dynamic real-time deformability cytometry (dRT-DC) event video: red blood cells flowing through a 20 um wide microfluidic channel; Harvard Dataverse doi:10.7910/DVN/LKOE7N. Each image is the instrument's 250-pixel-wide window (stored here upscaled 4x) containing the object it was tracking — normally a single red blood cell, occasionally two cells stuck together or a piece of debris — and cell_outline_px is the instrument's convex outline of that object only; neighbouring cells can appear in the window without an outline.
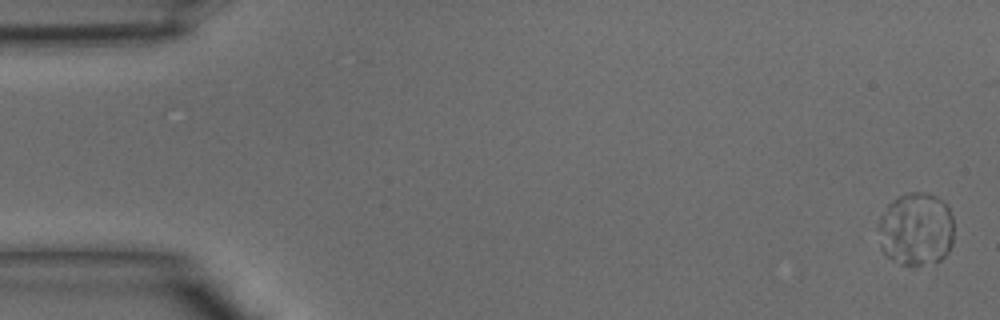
{"species": "common noctule bat (a hibernating species)", "species_latin": "Nyctalus noctula", "temperature_condition": "warm", "stored_images_in_passage": 14, "camera_frame_rate_fps": 3000, "um_per_image_px": 0.085, "animal": {"sex": "male", "body_mass_g": 15.6}, "frame": {"image": 1, "passage_image": 1, "time_ms": 0.0, "image_size_px": [1000, 320], "cell_outline_px": [[952, 244], [948, 252], [940, 260], [920, 264], [900, 264], [892, 260], [880, 248], [876, 228], [880, 216], [888, 204], [892, 200], [908, 192], [924, 192], [936, 196], [948, 204], [952, 216]], "centroid_in_image_um": [77.83, 19.45], "position_along_channel_um": 7.2, "area_um2": 32.54}}
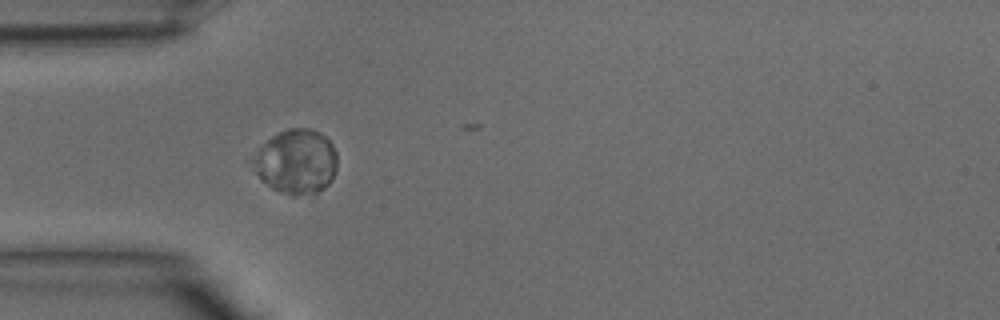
{"frame": {"image": 2, "passage_image": 13, "time_ms": 4.0, "image_size_px": [1000, 320], "cell_outline_px": [[336, 172], [332, 180], [324, 188], [316, 192], [296, 196], [292, 196], [280, 192], [272, 188], [256, 172], [252, 160], [260, 148], [272, 136], [288, 128], [312, 128], [320, 132], [332, 144], [336, 152]], "centroid_in_image_um": [25.22, 13.74], "position_along_channel_um": 59.8, "area_um2": 31.39}}